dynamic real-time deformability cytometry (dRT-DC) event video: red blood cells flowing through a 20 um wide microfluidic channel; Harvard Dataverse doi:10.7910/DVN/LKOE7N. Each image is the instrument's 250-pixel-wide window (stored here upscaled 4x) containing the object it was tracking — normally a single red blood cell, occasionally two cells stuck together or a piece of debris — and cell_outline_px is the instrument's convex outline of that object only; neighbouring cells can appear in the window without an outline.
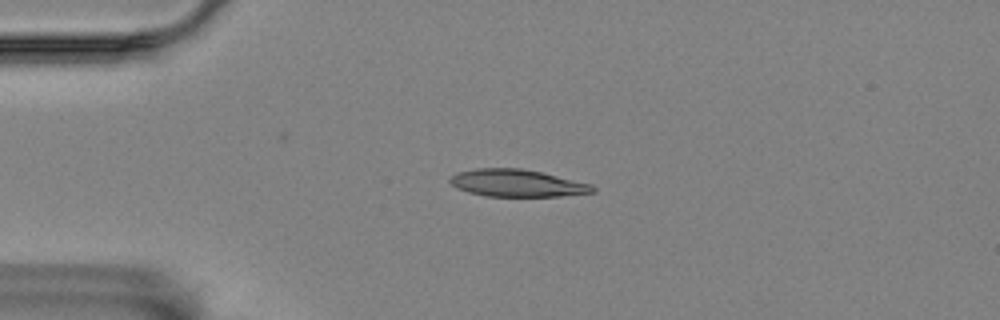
{"species": "Egyptian fruit bat (a non-hibernating species)", "species_latin": "Rousettus aegyptiacus", "temperature_condition": "room temperature", "stored_images_in_passage": 5, "camera_frame_rate_fps": 3000, "um_per_image_px": 0.085, "animal": {"sex": "female"}, "frame": {"image": 1, "passage_image": 4, "time_ms": 1.0, "image_size_px": [1000, 320], "cell_outline_px": [[596, 192], [560, 196], [484, 196], [468, 192], [456, 188], [448, 180], [456, 172], [476, 168], [520, 168], [540, 172], [592, 184], [596, 188]], "centroid_in_image_um": [43.93, 15.57], "position_along_channel_um": 41.1, "area_um2": 22.66}}